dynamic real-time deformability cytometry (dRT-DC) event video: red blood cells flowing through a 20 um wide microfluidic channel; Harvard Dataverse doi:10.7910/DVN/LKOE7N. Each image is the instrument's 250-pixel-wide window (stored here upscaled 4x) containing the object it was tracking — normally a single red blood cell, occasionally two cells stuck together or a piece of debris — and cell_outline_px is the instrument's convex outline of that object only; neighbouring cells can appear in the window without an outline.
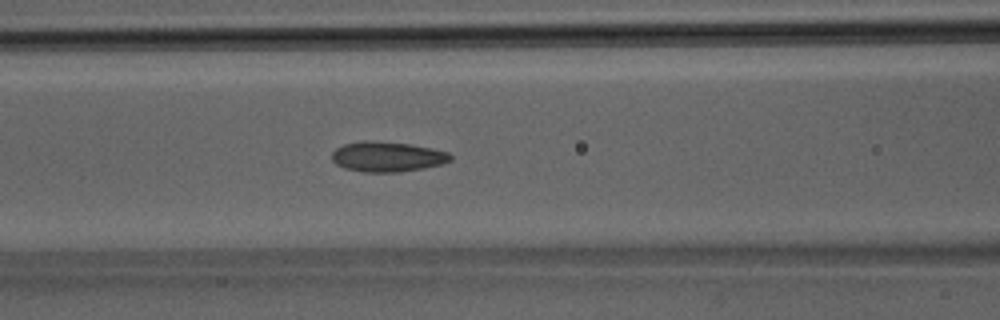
{"species": "Egyptian fruit bat (a non-hibernating species)", "species_latin": "Rousettus aegyptiacus", "temperature_condition": "room temperature", "stored_images_in_passage": 38, "camera_frame_rate_fps": 3000, "um_per_image_px": 0.085, "animal": {"sex": "male"}, "frame": {"image": 1, "passage_image": 16, "time_ms": 5.0, "image_size_px": [1000, 320], "cell_outline_px": [[452, 160], [440, 164], [424, 168], [400, 172], [364, 172], [344, 168], [336, 164], [332, 160], [332, 152], [336, 148], [344, 144], [364, 140], [412, 144], [432, 148], [448, 152], [452, 156]], "centroid_in_image_um": [32.92, 13.32], "position_along_channel_um": 133.7, "area_um2": 20.87}}
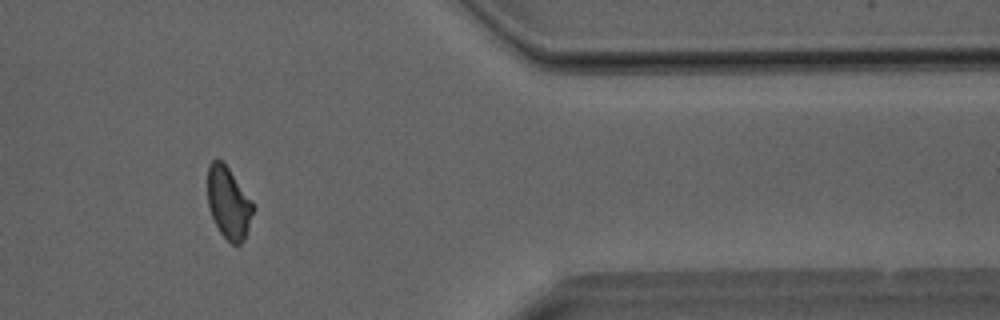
{"frame": {"image": 2, "passage_image": 32, "time_ms": 10.333, "image_size_px": [1000, 320], "cell_outline_px": [[256, 208], [244, 240], [240, 244], [232, 244], [220, 232], [208, 208], [208, 164], [212, 160], [220, 160], [228, 168], [252, 200]], "centroid_in_image_um": [19.45, 17.26], "position_along_channel_um": 392.0, "area_um2": 19.02}}
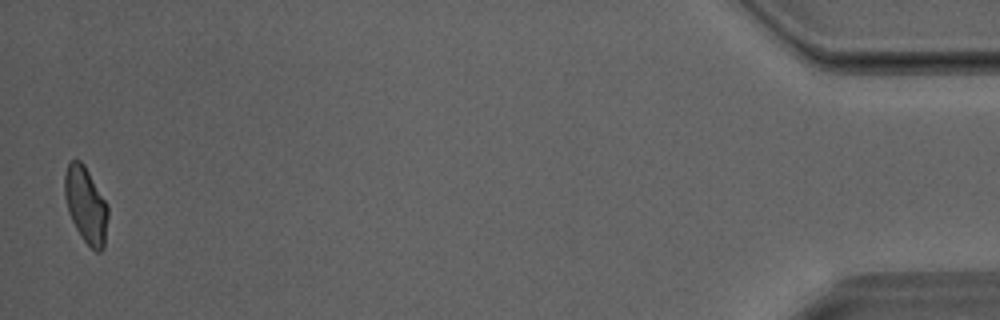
{"frame": {"image": 3, "passage_image": 38, "time_ms": 12.333, "image_size_px": [1000, 320], "cell_outline_px": [[108, 216], [104, 248], [100, 252], [96, 252], [80, 236], [68, 212], [64, 196], [64, 176], [68, 164], [72, 160], [80, 160], [84, 164], [104, 200], [108, 208]], "centroid_in_image_um": [7.28, 17.44], "position_along_channel_um": 427.9, "area_um2": 19.02}}